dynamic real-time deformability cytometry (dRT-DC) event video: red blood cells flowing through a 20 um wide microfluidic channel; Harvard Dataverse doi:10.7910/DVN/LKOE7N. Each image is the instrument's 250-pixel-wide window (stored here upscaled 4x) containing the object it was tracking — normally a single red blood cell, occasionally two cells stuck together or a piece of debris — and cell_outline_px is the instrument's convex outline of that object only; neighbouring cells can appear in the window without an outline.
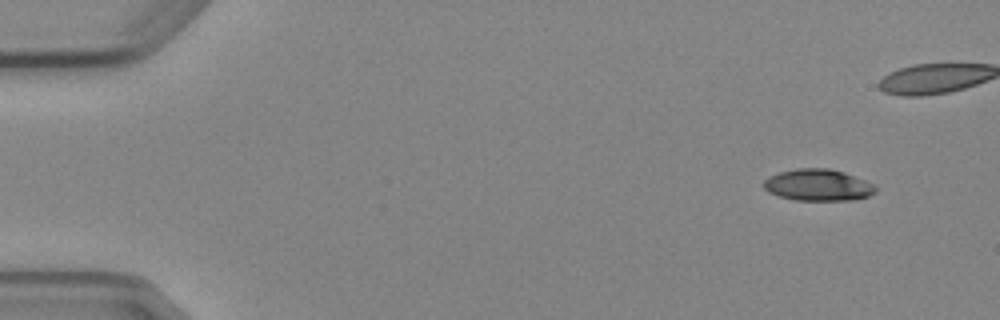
{"species": "Egyptian fruit bat (a non-hibernating species)", "species_latin": "Rousettus aegyptiacus", "temperature_condition": "cold", "stored_images_in_passage": 7, "camera_frame_rate_fps": 3000, "um_per_image_px": 0.085, "animal": {"sex": "female"}, "frame": {"image": 1, "passage_image": 1, "time_ms": 0.0, "image_size_px": [1000, 320], "cell_outline_px": [[876, 192], [868, 196], [852, 200], [796, 200], [780, 196], [768, 192], [764, 188], [764, 180], [768, 176], [780, 172], [796, 168], [828, 168], [844, 172], [876, 184]], "centroid_in_image_um": [69.55, 15.72], "position_along_channel_um": 15.4, "area_um2": 20.69}}
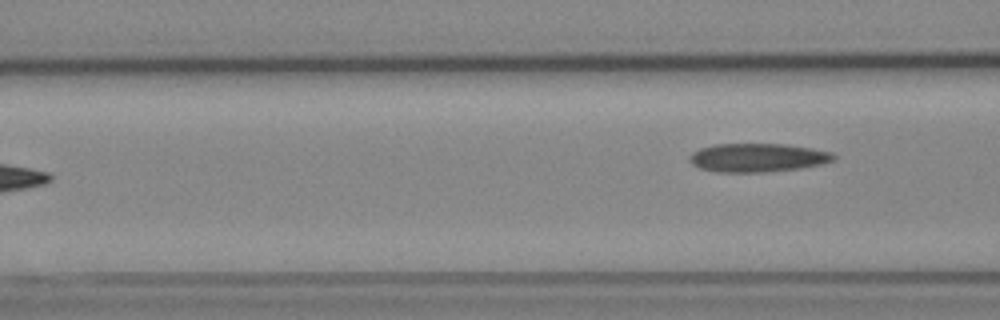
{"frame": {"image": 2, "passage_image": 7, "time_ms": 7.0, "image_size_px": [1000, 320], "cell_outline_px": [[836, 160], [820, 164], [800, 168], [768, 172], [716, 172], [700, 168], [692, 164], [688, 160], [688, 156], [692, 152], [700, 148], [716, 144], [784, 144], [812, 148], [832, 152], [836, 156]], "centroid_in_image_um": [64.39, 13.4], "position_along_channel_um": 102.2, "area_um2": 24.16}}